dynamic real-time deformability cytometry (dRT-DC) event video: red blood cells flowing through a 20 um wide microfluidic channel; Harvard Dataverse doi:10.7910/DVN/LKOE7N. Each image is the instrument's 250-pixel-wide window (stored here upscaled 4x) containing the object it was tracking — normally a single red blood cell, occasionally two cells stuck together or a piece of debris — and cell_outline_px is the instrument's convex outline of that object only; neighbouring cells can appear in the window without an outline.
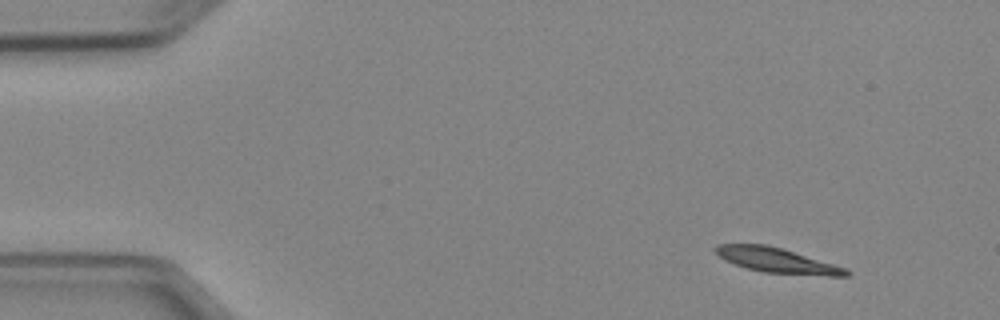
{"species": "Egyptian fruit bat (a non-hibernating species)", "species_latin": "Rousettus aegyptiacus", "temperature_condition": "cold", "stored_images_in_passage": 4, "camera_frame_rate_fps": 3000, "um_per_image_px": 0.085, "animal": {"sex": "female"}, "frame": {"image": 1, "passage_image": 1, "time_ms": 0.0, "image_size_px": [1000, 320], "cell_outline_px": [[852, 272], [848, 276], [828, 276], [764, 272], [748, 268], [724, 260], [712, 248], [716, 244], [768, 244], [848, 268]], "centroid_in_image_um": [66.08, 22.13], "position_along_channel_um": 18.9, "area_um2": 18.96}}
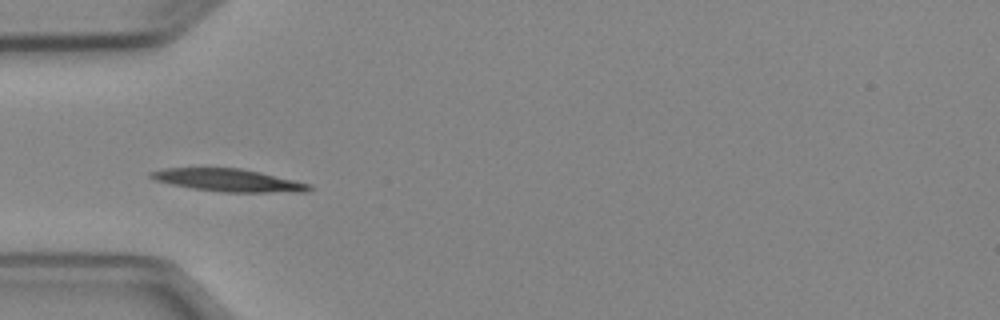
{"frame": {"image": 2, "passage_image": 4, "time_ms": 3.667, "image_size_px": [1000, 320], "cell_outline_px": [[312, 188], [308, 192], [220, 192], [192, 188], [172, 184], [156, 180], [148, 176], [148, 172], [164, 168], [240, 168], [260, 172], [312, 184]], "centroid_in_image_um": [19.43, 15.32], "position_along_channel_um": 65.6, "area_um2": 20.87}}